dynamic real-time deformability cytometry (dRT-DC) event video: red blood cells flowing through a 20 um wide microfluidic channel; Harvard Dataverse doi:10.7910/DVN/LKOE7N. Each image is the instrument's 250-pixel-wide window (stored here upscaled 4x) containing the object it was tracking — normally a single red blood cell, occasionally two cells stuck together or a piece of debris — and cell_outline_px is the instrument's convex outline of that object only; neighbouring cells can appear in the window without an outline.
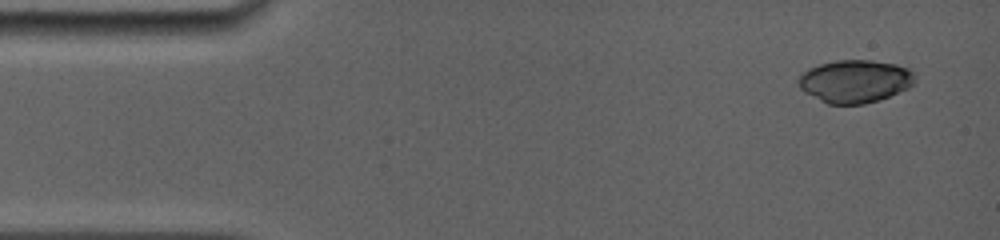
{"species": "common noctule bat (a hibernating species)", "species_latin": "Nyctalus noctula", "temperature_condition": "room temperature", "stored_images_in_passage": 5, "camera_frame_rate_fps": 5000, "um_per_image_px": 0.085, "animal": {"sex": "female", "body_mass_g": 19.0, "forearm_length_mm": 56.7}, "frame": {"image": 1, "passage_image": 1, "time_ms": 0.0, "image_size_px": [1000, 240], "cell_outline_px": [[916, 80], [908, 88], [880, 100], [864, 104], [828, 104], [804, 92], [800, 88], [796, 80], [808, 68], [820, 64], [836, 60], [868, 60], [896, 64], [908, 68], [916, 72]], "centroid_in_image_um": [72.69, 6.9], "position_along_channel_um": 12.3, "area_um2": 29.25}}
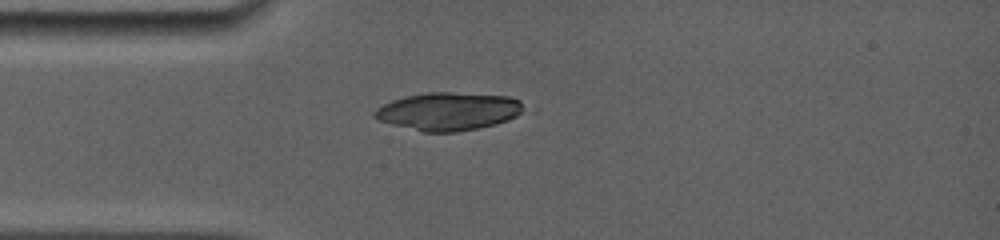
{"frame": {"image": 2, "passage_image": 5, "time_ms": 3.2, "image_size_px": [1000, 240], "cell_outline_px": [[528, 108], [516, 116], [508, 120], [496, 124], [480, 128], [456, 132], [424, 132], [392, 124], [380, 120], [372, 116], [372, 112], [376, 108], [392, 100], [404, 96], [428, 92], [452, 92], [508, 96], [520, 100]], "centroid_in_image_um": [38.15, 9.46], "position_along_channel_um": 46.9, "area_um2": 33.23}}